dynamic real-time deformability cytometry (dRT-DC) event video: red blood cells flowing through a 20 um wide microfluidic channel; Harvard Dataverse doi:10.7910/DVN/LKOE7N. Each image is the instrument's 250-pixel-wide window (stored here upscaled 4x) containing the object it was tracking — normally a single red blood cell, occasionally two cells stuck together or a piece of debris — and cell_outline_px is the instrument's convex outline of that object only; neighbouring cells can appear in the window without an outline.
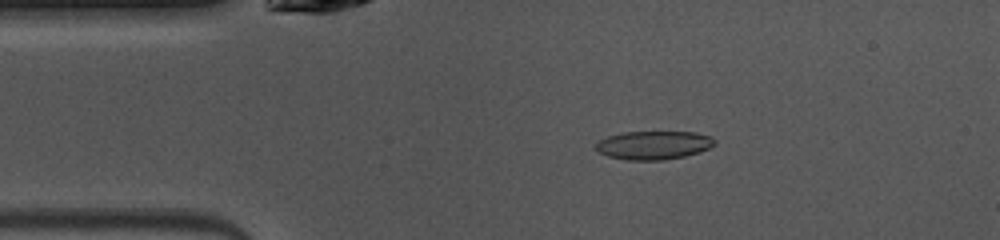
{"species": "common noctule bat (a hibernating species)", "species_latin": "Nyctalus noctula", "temperature_condition": "warm", "stored_images_in_passage": 47, "camera_frame_rate_fps": 3000, "um_per_image_px": 0.085, "animal": {"sex": "female", "body_mass_g": 10.0, "forearm_length_mm": 53.1}, "frame": {"image": 1, "passage_image": 8, "time_ms": 2.333, "image_size_px": [1000, 240], "cell_outline_px": [[716, 144], [700, 152], [684, 156], [664, 160], [624, 160], [608, 156], [596, 152], [596, 140], [608, 136], [624, 132], [696, 132], [712, 136], [716, 140]], "centroid_in_image_um": [55.55, 12.34], "position_along_channel_um": 29.5, "area_um2": 20.0}}
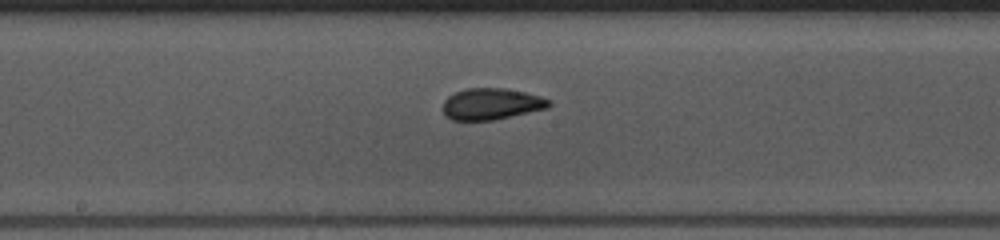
{"frame": {"image": 2, "passage_image": 23, "time_ms": 7.333, "image_size_px": [1000, 240], "cell_outline_px": [[552, 104], [548, 108], [492, 120], [452, 120], [444, 112], [444, 100], [448, 96], [456, 92], [468, 88], [504, 88], [524, 92], [540, 96], [552, 100]], "centroid_in_image_um": [41.8, 8.83], "position_along_channel_um": 206.4, "area_um2": 19.25}}
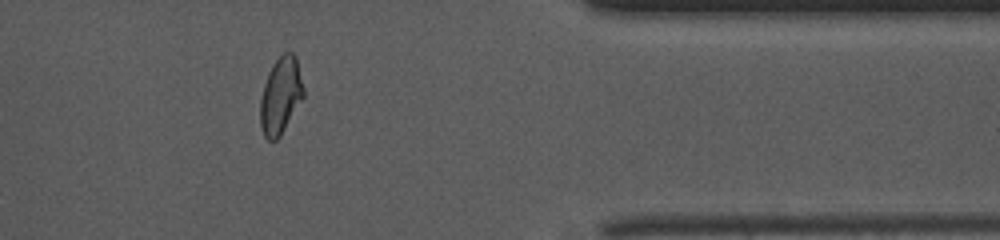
{"frame": {"image": 3, "passage_image": 38, "time_ms": 12.333, "image_size_px": [1000, 240], "cell_outline_px": [[304, 96], [280, 136], [276, 140], [268, 140], [264, 136], [260, 128], [260, 100], [264, 84], [268, 72], [272, 64], [284, 52], [292, 52], [296, 56], [304, 88]], "centroid_in_image_um": [23.85, 8.12], "position_along_channel_um": 387.6, "area_um2": 19.36}, "authors_computed_cell_mechanics": {"area_um2": 19.652, "velocity_mm_per_s": 4.0946, "shape_relaxation_time_tau1_ms": 7.3575, "shape_relaxation_time_tau2_ms": 1.1339, "deformation_change_tau1": 0.1951, "deformation_change_tau2": 0.0704}}